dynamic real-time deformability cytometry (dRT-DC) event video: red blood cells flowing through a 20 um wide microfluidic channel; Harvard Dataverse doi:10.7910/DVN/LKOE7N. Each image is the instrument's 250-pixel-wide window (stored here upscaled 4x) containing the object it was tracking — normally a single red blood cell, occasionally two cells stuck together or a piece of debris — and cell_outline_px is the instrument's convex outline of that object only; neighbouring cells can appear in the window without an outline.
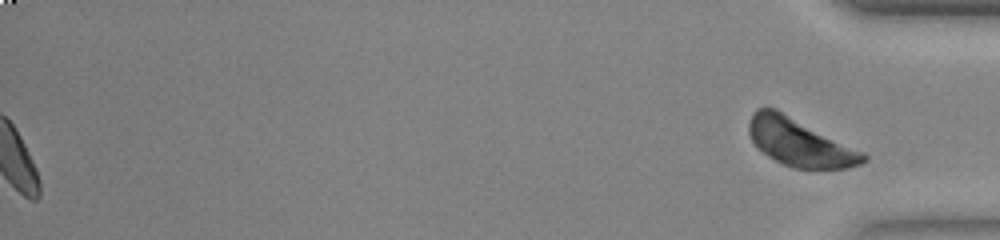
{"species": "common noctule bat (a hibernating species)", "species_latin": "Nyctalus noctula", "temperature_condition": "warm", "stored_images_in_passage": 52, "segment_of_instrument_passage": [2, 2], "camera_frame_rate_fps": 3000, "um_per_image_px": 0.085, "animal": {"sex": "female", "body_mass_g": 23.0, "forearm_length_mm": 53.4}, "frame": {"image": 1, "passage_image": 52, "time_ms": 17.0, "image_size_px": [1000, 240], "cell_outline_px": [[868, 160], [860, 164], [848, 168], [792, 168], [768, 156], [756, 148], [748, 132], [748, 120], [752, 112], [756, 108], [776, 108], [864, 152], [868, 156]], "centroid_in_image_um": [67.95, 12.09], "position_along_channel_um": 367.2, "area_um2": 31.85}}